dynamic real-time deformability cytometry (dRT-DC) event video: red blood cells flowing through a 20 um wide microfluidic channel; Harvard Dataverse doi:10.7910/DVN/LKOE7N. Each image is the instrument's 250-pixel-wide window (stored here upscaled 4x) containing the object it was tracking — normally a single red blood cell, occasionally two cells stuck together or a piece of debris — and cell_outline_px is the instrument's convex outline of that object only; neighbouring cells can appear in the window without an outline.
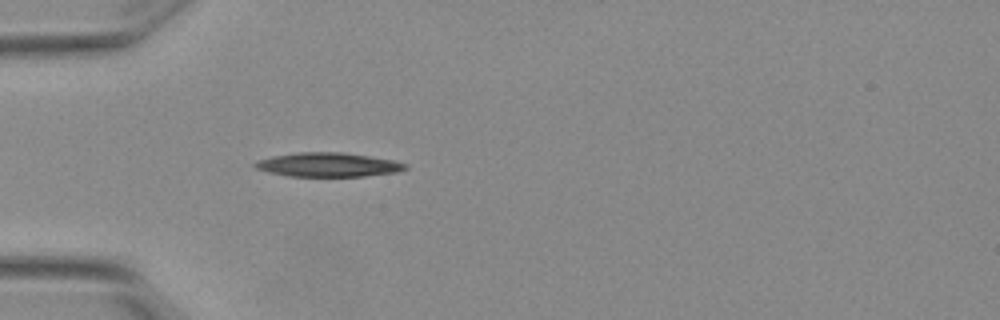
{"species": "Egyptian fruit bat (a non-hibernating species)", "species_latin": "Rousettus aegyptiacus", "temperature_condition": "warm", "stored_images_in_passage": 2, "camera_frame_rate_fps": 3000, "um_per_image_px": 0.085, "animal": {"sex": "female"}, "frame": {"image": 1, "passage_image": 2, "time_ms": 0.333, "image_size_px": [1000, 320], "cell_outline_px": [[408, 168], [396, 172], [364, 176], [288, 176], [268, 172], [256, 168], [252, 164], [256, 160], [272, 156], [300, 152], [340, 152], [368, 156], [392, 160], [408, 164]], "centroid_in_image_um": [27.86, 14.0], "position_along_channel_um": 57.1, "area_um2": 20.98}}